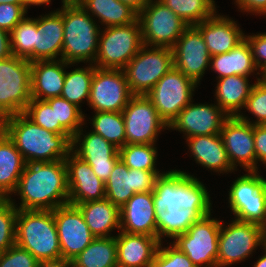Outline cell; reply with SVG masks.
<instances>
[{
    "mask_svg": "<svg viewBox=\"0 0 266 267\" xmlns=\"http://www.w3.org/2000/svg\"><path fill=\"white\" fill-rule=\"evenodd\" d=\"M210 194L193 175L170 170L160 175L153 190L157 238L174 239L211 213Z\"/></svg>",
    "mask_w": 266,
    "mask_h": 267,
    "instance_id": "6da1fadb",
    "label": "cell"
},
{
    "mask_svg": "<svg viewBox=\"0 0 266 267\" xmlns=\"http://www.w3.org/2000/svg\"><path fill=\"white\" fill-rule=\"evenodd\" d=\"M13 193L21 210H55L69 203L67 167L64 160L26 163Z\"/></svg>",
    "mask_w": 266,
    "mask_h": 267,
    "instance_id": "7a4b0ae2",
    "label": "cell"
},
{
    "mask_svg": "<svg viewBox=\"0 0 266 267\" xmlns=\"http://www.w3.org/2000/svg\"><path fill=\"white\" fill-rule=\"evenodd\" d=\"M0 129L14 143L26 163L64 160L71 152L72 136L57 134L35 124L24 113L0 121Z\"/></svg>",
    "mask_w": 266,
    "mask_h": 267,
    "instance_id": "3957f363",
    "label": "cell"
},
{
    "mask_svg": "<svg viewBox=\"0 0 266 267\" xmlns=\"http://www.w3.org/2000/svg\"><path fill=\"white\" fill-rule=\"evenodd\" d=\"M64 38L62 60L69 64L95 62L100 35V26L93 16L76 1L63 3Z\"/></svg>",
    "mask_w": 266,
    "mask_h": 267,
    "instance_id": "277c9868",
    "label": "cell"
},
{
    "mask_svg": "<svg viewBox=\"0 0 266 267\" xmlns=\"http://www.w3.org/2000/svg\"><path fill=\"white\" fill-rule=\"evenodd\" d=\"M15 244L39 262L62 257L53 210L18 209Z\"/></svg>",
    "mask_w": 266,
    "mask_h": 267,
    "instance_id": "5b68a950",
    "label": "cell"
},
{
    "mask_svg": "<svg viewBox=\"0 0 266 267\" xmlns=\"http://www.w3.org/2000/svg\"><path fill=\"white\" fill-rule=\"evenodd\" d=\"M100 33L93 64L96 68L123 69L143 46L139 19L128 25L105 27Z\"/></svg>",
    "mask_w": 266,
    "mask_h": 267,
    "instance_id": "8992f818",
    "label": "cell"
},
{
    "mask_svg": "<svg viewBox=\"0 0 266 267\" xmlns=\"http://www.w3.org/2000/svg\"><path fill=\"white\" fill-rule=\"evenodd\" d=\"M31 99V62L15 55L1 60L0 121L23 113Z\"/></svg>",
    "mask_w": 266,
    "mask_h": 267,
    "instance_id": "52a82bcc",
    "label": "cell"
},
{
    "mask_svg": "<svg viewBox=\"0 0 266 267\" xmlns=\"http://www.w3.org/2000/svg\"><path fill=\"white\" fill-rule=\"evenodd\" d=\"M174 67L173 50L143 45L123 68L133 95H146Z\"/></svg>",
    "mask_w": 266,
    "mask_h": 267,
    "instance_id": "ba28073f",
    "label": "cell"
},
{
    "mask_svg": "<svg viewBox=\"0 0 266 267\" xmlns=\"http://www.w3.org/2000/svg\"><path fill=\"white\" fill-rule=\"evenodd\" d=\"M228 202L235 219L266 229V179L258 171H248L233 182Z\"/></svg>",
    "mask_w": 266,
    "mask_h": 267,
    "instance_id": "9c48e42d",
    "label": "cell"
},
{
    "mask_svg": "<svg viewBox=\"0 0 266 267\" xmlns=\"http://www.w3.org/2000/svg\"><path fill=\"white\" fill-rule=\"evenodd\" d=\"M231 222L228 226H223L221 221L217 267L244 261L256 247L266 243V229L262 226L236 219Z\"/></svg>",
    "mask_w": 266,
    "mask_h": 267,
    "instance_id": "30bf717a",
    "label": "cell"
},
{
    "mask_svg": "<svg viewBox=\"0 0 266 267\" xmlns=\"http://www.w3.org/2000/svg\"><path fill=\"white\" fill-rule=\"evenodd\" d=\"M221 220L211 213L200 218L171 242L184 252L196 267H217L218 237Z\"/></svg>",
    "mask_w": 266,
    "mask_h": 267,
    "instance_id": "8fae6325",
    "label": "cell"
},
{
    "mask_svg": "<svg viewBox=\"0 0 266 267\" xmlns=\"http://www.w3.org/2000/svg\"><path fill=\"white\" fill-rule=\"evenodd\" d=\"M197 83L177 68H171L146 94L159 116L169 126L189 103Z\"/></svg>",
    "mask_w": 266,
    "mask_h": 267,
    "instance_id": "7c38bea8",
    "label": "cell"
},
{
    "mask_svg": "<svg viewBox=\"0 0 266 267\" xmlns=\"http://www.w3.org/2000/svg\"><path fill=\"white\" fill-rule=\"evenodd\" d=\"M143 45L172 49L188 25L159 0L138 14Z\"/></svg>",
    "mask_w": 266,
    "mask_h": 267,
    "instance_id": "4fadbf2b",
    "label": "cell"
},
{
    "mask_svg": "<svg viewBox=\"0 0 266 267\" xmlns=\"http://www.w3.org/2000/svg\"><path fill=\"white\" fill-rule=\"evenodd\" d=\"M122 115L127 144H155L158 134L168 129L155 106L146 95H133Z\"/></svg>",
    "mask_w": 266,
    "mask_h": 267,
    "instance_id": "5bb4252c",
    "label": "cell"
},
{
    "mask_svg": "<svg viewBox=\"0 0 266 267\" xmlns=\"http://www.w3.org/2000/svg\"><path fill=\"white\" fill-rule=\"evenodd\" d=\"M132 96L123 69L94 66L88 101L94 112H122Z\"/></svg>",
    "mask_w": 266,
    "mask_h": 267,
    "instance_id": "9a60e30c",
    "label": "cell"
},
{
    "mask_svg": "<svg viewBox=\"0 0 266 267\" xmlns=\"http://www.w3.org/2000/svg\"><path fill=\"white\" fill-rule=\"evenodd\" d=\"M160 171L129 169L120 159L105 182V198L121 209L126 202L140 192H153Z\"/></svg>",
    "mask_w": 266,
    "mask_h": 267,
    "instance_id": "2e32d148",
    "label": "cell"
},
{
    "mask_svg": "<svg viewBox=\"0 0 266 267\" xmlns=\"http://www.w3.org/2000/svg\"><path fill=\"white\" fill-rule=\"evenodd\" d=\"M62 257L73 260L96 237L91 233L76 205L65 204L53 210Z\"/></svg>",
    "mask_w": 266,
    "mask_h": 267,
    "instance_id": "e0dca14e",
    "label": "cell"
},
{
    "mask_svg": "<svg viewBox=\"0 0 266 267\" xmlns=\"http://www.w3.org/2000/svg\"><path fill=\"white\" fill-rule=\"evenodd\" d=\"M82 128L72 138L71 151L87 162L95 175L105 183L120 159L119 149L92 130L83 134Z\"/></svg>",
    "mask_w": 266,
    "mask_h": 267,
    "instance_id": "ac0fdd59",
    "label": "cell"
},
{
    "mask_svg": "<svg viewBox=\"0 0 266 267\" xmlns=\"http://www.w3.org/2000/svg\"><path fill=\"white\" fill-rule=\"evenodd\" d=\"M172 50L174 67L199 84L211 59L201 32L194 25L188 26Z\"/></svg>",
    "mask_w": 266,
    "mask_h": 267,
    "instance_id": "d6986e66",
    "label": "cell"
},
{
    "mask_svg": "<svg viewBox=\"0 0 266 267\" xmlns=\"http://www.w3.org/2000/svg\"><path fill=\"white\" fill-rule=\"evenodd\" d=\"M220 135L231 166L236 169L240 164L246 172L255 171L254 125L238 116L228 117Z\"/></svg>",
    "mask_w": 266,
    "mask_h": 267,
    "instance_id": "ffe728a7",
    "label": "cell"
},
{
    "mask_svg": "<svg viewBox=\"0 0 266 267\" xmlns=\"http://www.w3.org/2000/svg\"><path fill=\"white\" fill-rule=\"evenodd\" d=\"M229 116L217 104L189 103L170 123L169 129L182 131L186 138L220 134Z\"/></svg>",
    "mask_w": 266,
    "mask_h": 267,
    "instance_id": "44dd1931",
    "label": "cell"
},
{
    "mask_svg": "<svg viewBox=\"0 0 266 267\" xmlns=\"http://www.w3.org/2000/svg\"><path fill=\"white\" fill-rule=\"evenodd\" d=\"M67 167L69 204L77 205L105 198V183L91 166L72 151L64 159Z\"/></svg>",
    "mask_w": 266,
    "mask_h": 267,
    "instance_id": "7402d4cb",
    "label": "cell"
},
{
    "mask_svg": "<svg viewBox=\"0 0 266 267\" xmlns=\"http://www.w3.org/2000/svg\"><path fill=\"white\" fill-rule=\"evenodd\" d=\"M120 231L157 237L153 192L135 193L120 209Z\"/></svg>",
    "mask_w": 266,
    "mask_h": 267,
    "instance_id": "603a6c76",
    "label": "cell"
},
{
    "mask_svg": "<svg viewBox=\"0 0 266 267\" xmlns=\"http://www.w3.org/2000/svg\"><path fill=\"white\" fill-rule=\"evenodd\" d=\"M236 21L216 12L194 25L200 32L211 56L231 51L245 39Z\"/></svg>",
    "mask_w": 266,
    "mask_h": 267,
    "instance_id": "cb8c5ba5",
    "label": "cell"
},
{
    "mask_svg": "<svg viewBox=\"0 0 266 267\" xmlns=\"http://www.w3.org/2000/svg\"><path fill=\"white\" fill-rule=\"evenodd\" d=\"M40 17L36 18L34 61L57 60L58 55L61 56L58 59H61L64 38L63 5L61 10Z\"/></svg>",
    "mask_w": 266,
    "mask_h": 267,
    "instance_id": "d4e9b609",
    "label": "cell"
},
{
    "mask_svg": "<svg viewBox=\"0 0 266 267\" xmlns=\"http://www.w3.org/2000/svg\"><path fill=\"white\" fill-rule=\"evenodd\" d=\"M116 243L118 267H149L160 241L153 236L119 231Z\"/></svg>",
    "mask_w": 266,
    "mask_h": 267,
    "instance_id": "484cf974",
    "label": "cell"
},
{
    "mask_svg": "<svg viewBox=\"0 0 266 267\" xmlns=\"http://www.w3.org/2000/svg\"><path fill=\"white\" fill-rule=\"evenodd\" d=\"M68 65L72 64L62 59L31 62V98L47 100L60 97Z\"/></svg>",
    "mask_w": 266,
    "mask_h": 267,
    "instance_id": "4316f807",
    "label": "cell"
},
{
    "mask_svg": "<svg viewBox=\"0 0 266 267\" xmlns=\"http://www.w3.org/2000/svg\"><path fill=\"white\" fill-rule=\"evenodd\" d=\"M189 150L196 163L214 172L227 173L235 169L231 166L220 134L193 136L186 138Z\"/></svg>",
    "mask_w": 266,
    "mask_h": 267,
    "instance_id": "83f0119b",
    "label": "cell"
},
{
    "mask_svg": "<svg viewBox=\"0 0 266 267\" xmlns=\"http://www.w3.org/2000/svg\"><path fill=\"white\" fill-rule=\"evenodd\" d=\"M95 237H111V231L120 229V209L107 198L76 205ZM110 232V233H109Z\"/></svg>",
    "mask_w": 266,
    "mask_h": 267,
    "instance_id": "f1b7e54d",
    "label": "cell"
},
{
    "mask_svg": "<svg viewBox=\"0 0 266 267\" xmlns=\"http://www.w3.org/2000/svg\"><path fill=\"white\" fill-rule=\"evenodd\" d=\"M215 96L217 105L229 116H238L245 107L253 84L247 76L231 75L217 79ZM239 112V113H238Z\"/></svg>",
    "mask_w": 266,
    "mask_h": 267,
    "instance_id": "f546056e",
    "label": "cell"
},
{
    "mask_svg": "<svg viewBox=\"0 0 266 267\" xmlns=\"http://www.w3.org/2000/svg\"><path fill=\"white\" fill-rule=\"evenodd\" d=\"M25 165L22 154L0 129V196L3 199L15 191Z\"/></svg>",
    "mask_w": 266,
    "mask_h": 267,
    "instance_id": "4dcf8cb0",
    "label": "cell"
},
{
    "mask_svg": "<svg viewBox=\"0 0 266 267\" xmlns=\"http://www.w3.org/2000/svg\"><path fill=\"white\" fill-rule=\"evenodd\" d=\"M210 64L211 70L218 74V79L231 75L249 77L251 73L258 70L246 38L231 51L211 56Z\"/></svg>",
    "mask_w": 266,
    "mask_h": 267,
    "instance_id": "1f68e13d",
    "label": "cell"
},
{
    "mask_svg": "<svg viewBox=\"0 0 266 267\" xmlns=\"http://www.w3.org/2000/svg\"><path fill=\"white\" fill-rule=\"evenodd\" d=\"M89 14L106 27L128 25L138 19V13L119 0H76ZM91 12V13H90Z\"/></svg>",
    "mask_w": 266,
    "mask_h": 267,
    "instance_id": "d6a6232c",
    "label": "cell"
},
{
    "mask_svg": "<svg viewBox=\"0 0 266 267\" xmlns=\"http://www.w3.org/2000/svg\"><path fill=\"white\" fill-rule=\"evenodd\" d=\"M116 236L96 237L72 260V267H118Z\"/></svg>",
    "mask_w": 266,
    "mask_h": 267,
    "instance_id": "836d02e7",
    "label": "cell"
},
{
    "mask_svg": "<svg viewBox=\"0 0 266 267\" xmlns=\"http://www.w3.org/2000/svg\"><path fill=\"white\" fill-rule=\"evenodd\" d=\"M94 76V65L90 64L85 68H76L70 72H66L64 79L62 98L76 105L81 109V104L84 99L89 101L91 82Z\"/></svg>",
    "mask_w": 266,
    "mask_h": 267,
    "instance_id": "e575fe53",
    "label": "cell"
},
{
    "mask_svg": "<svg viewBox=\"0 0 266 267\" xmlns=\"http://www.w3.org/2000/svg\"><path fill=\"white\" fill-rule=\"evenodd\" d=\"M188 26L210 18L216 11L213 0H159Z\"/></svg>",
    "mask_w": 266,
    "mask_h": 267,
    "instance_id": "d590c367",
    "label": "cell"
},
{
    "mask_svg": "<svg viewBox=\"0 0 266 267\" xmlns=\"http://www.w3.org/2000/svg\"><path fill=\"white\" fill-rule=\"evenodd\" d=\"M93 132L101 135L118 149L126 145L125 122L122 112H95L91 119Z\"/></svg>",
    "mask_w": 266,
    "mask_h": 267,
    "instance_id": "8d00e7d4",
    "label": "cell"
},
{
    "mask_svg": "<svg viewBox=\"0 0 266 267\" xmlns=\"http://www.w3.org/2000/svg\"><path fill=\"white\" fill-rule=\"evenodd\" d=\"M35 33L36 18H23L10 32L13 55L34 62Z\"/></svg>",
    "mask_w": 266,
    "mask_h": 267,
    "instance_id": "74e56055",
    "label": "cell"
},
{
    "mask_svg": "<svg viewBox=\"0 0 266 267\" xmlns=\"http://www.w3.org/2000/svg\"><path fill=\"white\" fill-rule=\"evenodd\" d=\"M157 152L155 144H127L119 148L120 160L129 169L145 171H158Z\"/></svg>",
    "mask_w": 266,
    "mask_h": 267,
    "instance_id": "f35d334b",
    "label": "cell"
},
{
    "mask_svg": "<svg viewBox=\"0 0 266 267\" xmlns=\"http://www.w3.org/2000/svg\"><path fill=\"white\" fill-rule=\"evenodd\" d=\"M23 113L46 130L57 134H69L60 123H56L55 97L47 100L32 98Z\"/></svg>",
    "mask_w": 266,
    "mask_h": 267,
    "instance_id": "ab89813d",
    "label": "cell"
},
{
    "mask_svg": "<svg viewBox=\"0 0 266 267\" xmlns=\"http://www.w3.org/2000/svg\"><path fill=\"white\" fill-rule=\"evenodd\" d=\"M17 212L18 209L11 195L0 202V252L15 245Z\"/></svg>",
    "mask_w": 266,
    "mask_h": 267,
    "instance_id": "60d3db41",
    "label": "cell"
},
{
    "mask_svg": "<svg viewBox=\"0 0 266 267\" xmlns=\"http://www.w3.org/2000/svg\"><path fill=\"white\" fill-rule=\"evenodd\" d=\"M56 123L73 137L85 123L83 111L62 97H55Z\"/></svg>",
    "mask_w": 266,
    "mask_h": 267,
    "instance_id": "b9f144b4",
    "label": "cell"
},
{
    "mask_svg": "<svg viewBox=\"0 0 266 267\" xmlns=\"http://www.w3.org/2000/svg\"><path fill=\"white\" fill-rule=\"evenodd\" d=\"M244 108L256 116L257 120L252 123L250 119L240 114L238 117L241 120L249 121L252 125H266V83L260 78H257V81L253 84Z\"/></svg>",
    "mask_w": 266,
    "mask_h": 267,
    "instance_id": "7bdbcfd3",
    "label": "cell"
},
{
    "mask_svg": "<svg viewBox=\"0 0 266 267\" xmlns=\"http://www.w3.org/2000/svg\"><path fill=\"white\" fill-rule=\"evenodd\" d=\"M162 248L161 242L149 267H196L187 255L172 243Z\"/></svg>",
    "mask_w": 266,
    "mask_h": 267,
    "instance_id": "ee69618b",
    "label": "cell"
},
{
    "mask_svg": "<svg viewBox=\"0 0 266 267\" xmlns=\"http://www.w3.org/2000/svg\"><path fill=\"white\" fill-rule=\"evenodd\" d=\"M39 261L28 251L13 245L0 252V267H36Z\"/></svg>",
    "mask_w": 266,
    "mask_h": 267,
    "instance_id": "f6af8a7d",
    "label": "cell"
},
{
    "mask_svg": "<svg viewBox=\"0 0 266 267\" xmlns=\"http://www.w3.org/2000/svg\"><path fill=\"white\" fill-rule=\"evenodd\" d=\"M27 11L24 5L0 4V28L11 32Z\"/></svg>",
    "mask_w": 266,
    "mask_h": 267,
    "instance_id": "bcb514c9",
    "label": "cell"
},
{
    "mask_svg": "<svg viewBox=\"0 0 266 267\" xmlns=\"http://www.w3.org/2000/svg\"><path fill=\"white\" fill-rule=\"evenodd\" d=\"M245 38L252 49L254 63L261 73L266 68V33L245 35Z\"/></svg>",
    "mask_w": 266,
    "mask_h": 267,
    "instance_id": "7dc6e473",
    "label": "cell"
},
{
    "mask_svg": "<svg viewBox=\"0 0 266 267\" xmlns=\"http://www.w3.org/2000/svg\"><path fill=\"white\" fill-rule=\"evenodd\" d=\"M255 171L258 161L266 165V125H254Z\"/></svg>",
    "mask_w": 266,
    "mask_h": 267,
    "instance_id": "c3c4849f",
    "label": "cell"
},
{
    "mask_svg": "<svg viewBox=\"0 0 266 267\" xmlns=\"http://www.w3.org/2000/svg\"><path fill=\"white\" fill-rule=\"evenodd\" d=\"M234 3L243 12L266 15V0H235Z\"/></svg>",
    "mask_w": 266,
    "mask_h": 267,
    "instance_id": "681fc988",
    "label": "cell"
},
{
    "mask_svg": "<svg viewBox=\"0 0 266 267\" xmlns=\"http://www.w3.org/2000/svg\"><path fill=\"white\" fill-rule=\"evenodd\" d=\"M12 55L10 32L0 28V61Z\"/></svg>",
    "mask_w": 266,
    "mask_h": 267,
    "instance_id": "f907efd6",
    "label": "cell"
},
{
    "mask_svg": "<svg viewBox=\"0 0 266 267\" xmlns=\"http://www.w3.org/2000/svg\"><path fill=\"white\" fill-rule=\"evenodd\" d=\"M36 267H72V261L65 257L40 261Z\"/></svg>",
    "mask_w": 266,
    "mask_h": 267,
    "instance_id": "816d5d0a",
    "label": "cell"
},
{
    "mask_svg": "<svg viewBox=\"0 0 266 267\" xmlns=\"http://www.w3.org/2000/svg\"><path fill=\"white\" fill-rule=\"evenodd\" d=\"M124 4L129 5L138 14L145 8L150 0H119Z\"/></svg>",
    "mask_w": 266,
    "mask_h": 267,
    "instance_id": "f5cc1de1",
    "label": "cell"
},
{
    "mask_svg": "<svg viewBox=\"0 0 266 267\" xmlns=\"http://www.w3.org/2000/svg\"><path fill=\"white\" fill-rule=\"evenodd\" d=\"M23 1V5L26 9L29 8V6L31 5H36V6H40L43 4H50L51 0H22ZM66 0H62V3H64Z\"/></svg>",
    "mask_w": 266,
    "mask_h": 267,
    "instance_id": "db71d44e",
    "label": "cell"
},
{
    "mask_svg": "<svg viewBox=\"0 0 266 267\" xmlns=\"http://www.w3.org/2000/svg\"><path fill=\"white\" fill-rule=\"evenodd\" d=\"M265 254L254 263L253 267H266V243L262 246Z\"/></svg>",
    "mask_w": 266,
    "mask_h": 267,
    "instance_id": "11a10c76",
    "label": "cell"
},
{
    "mask_svg": "<svg viewBox=\"0 0 266 267\" xmlns=\"http://www.w3.org/2000/svg\"><path fill=\"white\" fill-rule=\"evenodd\" d=\"M0 4L23 5V1L22 0H0Z\"/></svg>",
    "mask_w": 266,
    "mask_h": 267,
    "instance_id": "9f6ffc18",
    "label": "cell"
},
{
    "mask_svg": "<svg viewBox=\"0 0 266 267\" xmlns=\"http://www.w3.org/2000/svg\"><path fill=\"white\" fill-rule=\"evenodd\" d=\"M257 74H259V75L261 74L260 80H262L264 83H266V68L261 73L257 72Z\"/></svg>",
    "mask_w": 266,
    "mask_h": 267,
    "instance_id": "6f0895ef",
    "label": "cell"
}]
</instances>
